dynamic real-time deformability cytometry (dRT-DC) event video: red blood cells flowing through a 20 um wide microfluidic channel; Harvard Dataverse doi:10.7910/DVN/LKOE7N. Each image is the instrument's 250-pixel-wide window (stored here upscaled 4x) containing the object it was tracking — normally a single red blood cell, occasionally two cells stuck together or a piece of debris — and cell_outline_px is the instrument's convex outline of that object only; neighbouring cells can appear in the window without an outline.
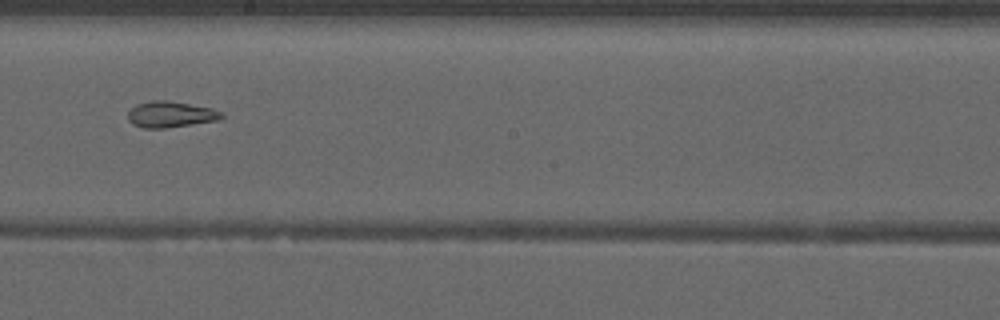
{"species": "common noctule bat (a hibernating species)", "species_latin": "Nyctalus noctula", "temperature_condition": "warm", "stored_images_in_passage": 53, "segment_of_instrument_passage": [2, 2], "camera_frame_rate_fps": 3000, "um_per_image_px": 0.085, "animal": {"sex": "male", "forearm_length_mm": 52.5}, "frame": {"image": 1, "passage_image": 31, "time_ms": 10.0, "image_size_px": [1000, 320], "cell_outline_px": [[224, 116], [220, 120], [164, 128], [144, 128], [132, 124], [128, 120], [128, 112], [136, 104], [152, 100], [168, 100], [212, 108], [224, 112]], "centroid_in_image_um": [14.52, 9.72], "position_along_channel_um": 233.7, "area_um2": 14.33}}
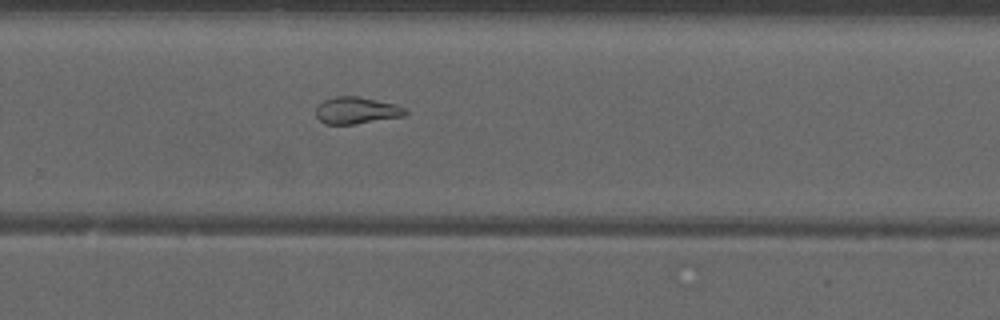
{"frame": {"image": 2, "passage_image": 36, "time_ms": 11.667, "image_size_px": [1000, 320], "cell_outline_px": [[408, 112], [404, 116], [352, 124], [324, 124], [316, 116], [316, 108], [324, 100], [336, 96], [360, 96], [396, 104], [408, 108]], "centroid_in_image_um": [30.33, 9.37], "position_along_channel_um": 299.5, "area_um2": 14.05}}
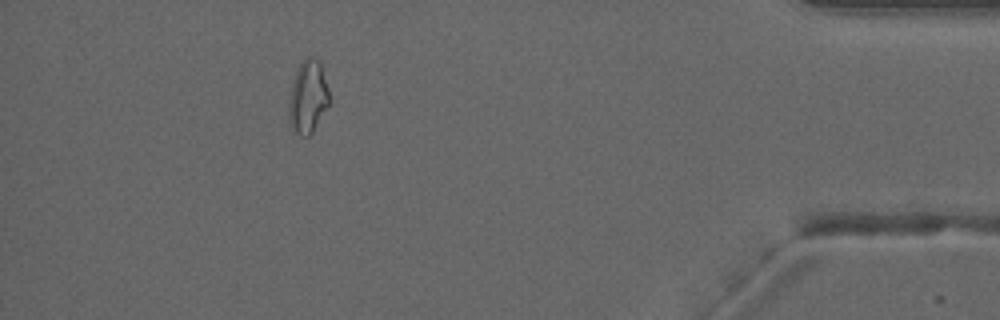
{"frame": {"image": 3, "passage_image": 48, "time_ms": 15.667, "image_size_px": [1000, 320], "cell_outline_px": [[328, 104], [312, 132], [308, 136], [300, 136], [292, 132], [288, 120], [288, 104], [292, 84], [296, 72], [300, 64], [308, 56], [312, 56], [320, 60], [328, 88]], "centroid_in_image_um": [26.14, 8.25], "position_along_channel_um": 409.1, "area_um2": 17.11}}